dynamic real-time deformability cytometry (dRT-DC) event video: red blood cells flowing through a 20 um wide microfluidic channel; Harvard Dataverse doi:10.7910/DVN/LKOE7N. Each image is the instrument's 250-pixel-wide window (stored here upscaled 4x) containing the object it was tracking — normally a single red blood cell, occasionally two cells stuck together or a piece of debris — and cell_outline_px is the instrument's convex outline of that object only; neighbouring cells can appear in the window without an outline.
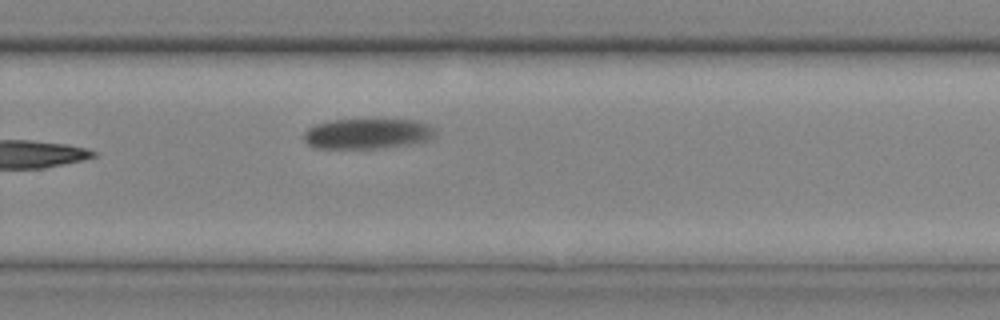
{"species": "common noctule bat (a hibernating species)", "species_latin": "Nyctalus noctula", "temperature_condition": "cold", "stored_images_in_passage": 20, "camera_frame_rate_fps": 3000, "um_per_image_px": 0.085, "animal": {"sex": "male", "body_mass_g": 20.4}, "frame": {"image": 1, "passage_image": 20, "time_ms": 6.333, "image_size_px": [1000, 320], "cell_outline_px": [[436, 136], [428, 140], [412, 144], [384, 148], [312, 148], [304, 140], [304, 132], [308, 128], [316, 124], [328, 120], [376, 116], [416, 120], [428, 124], [436, 128]], "centroid_in_image_um": [31.28, 11.3], "position_along_channel_um": 298.5, "area_um2": 24.74}}